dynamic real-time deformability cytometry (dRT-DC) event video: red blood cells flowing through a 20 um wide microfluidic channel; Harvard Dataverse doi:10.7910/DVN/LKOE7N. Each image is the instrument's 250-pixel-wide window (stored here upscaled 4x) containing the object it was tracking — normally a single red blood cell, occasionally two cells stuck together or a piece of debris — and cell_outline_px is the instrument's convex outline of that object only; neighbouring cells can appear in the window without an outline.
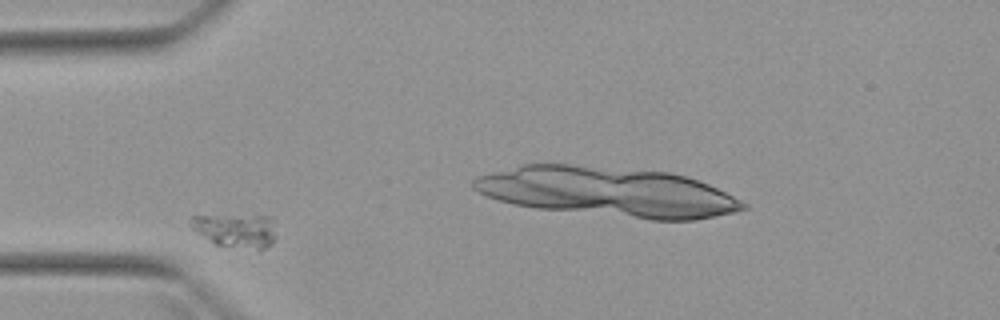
{"species": "Egyptian fruit bat (a non-hibernating species)", "species_latin": "Rousettus aegyptiacus", "temperature_condition": "warm", "stored_images_in_passage": 4, "camera_frame_rate_fps": 3000, "um_per_image_px": 0.085, "animal": {"sex": "female"}, "frame": {"image": 1, "passage_image": 2, "time_ms": 1.333, "image_size_px": [1000, 320], "cell_outline_px": [[272, 244], [264, 248], [256, 248], [216, 244], [192, 228], [188, 220], [192, 216], [272, 216]], "centroid_in_image_um": [20.01, 19.55], "position_along_channel_um": 65.0, "area_um2": 15.9}}
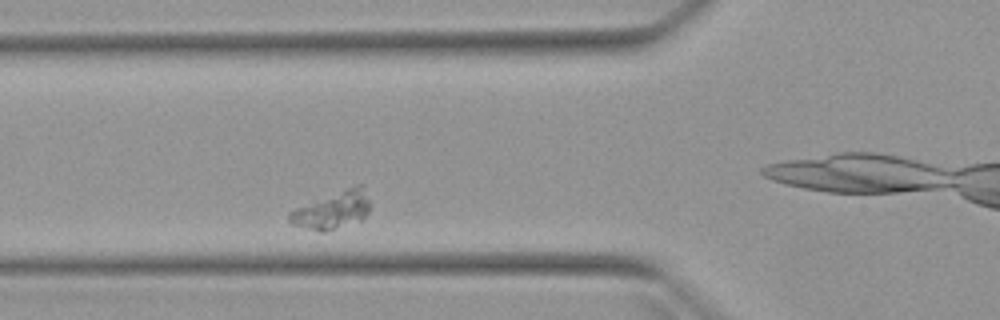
{"frame": {"image": 2, "passage_image": 3, "time_ms": 2.333, "image_size_px": [1000, 320], "cell_outline_px": [[372, 204], [368, 212], [360, 220], [324, 232], [320, 232], [292, 224], [288, 220], [288, 212], [296, 208], [356, 184], [364, 184]], "centroid_in_image_um": [28.31, 17.84], "position_along_channel_um": 97.5, "area_um2": 17.57}}